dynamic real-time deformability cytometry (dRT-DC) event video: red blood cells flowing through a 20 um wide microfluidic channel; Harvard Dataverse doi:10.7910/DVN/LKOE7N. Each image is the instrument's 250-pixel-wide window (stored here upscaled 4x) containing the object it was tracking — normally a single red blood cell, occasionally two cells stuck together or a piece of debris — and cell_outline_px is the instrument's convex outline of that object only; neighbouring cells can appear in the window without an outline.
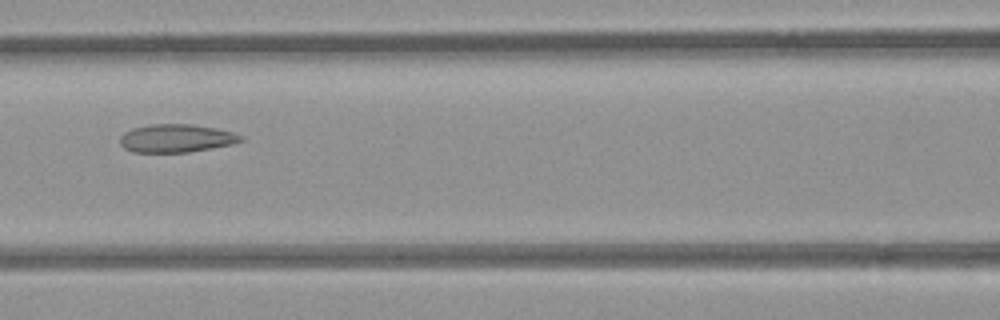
{"species": "common noctule bat (a hibernating species)", "species_latin": "Nyctalus noctula", "temperature_condition": "room temperature", "stored_images_in_passage": 4, "camera_frame_rate_fps": 3000, "um_per_image_px": 0.085, "animal": {"sex": "female", "body_mass_g": 21.9}, "frame": {"image": 1, "passage_image": 4, "time_ms": 1.0, "image_size_px": [1000, 320], "cell_outline_px": [[244, 140], [232, 144], [188, 152], [132, 152], [124, 148], [120, 144], [120, 136], [124, 132], [132, 128], [148, 124], [192, 124], [216, 128], [232, 132], [244, 136]], "centroid_in_image_um": [14.97, 11.74], "position_along_channel_um": 151.6, "area_um2": 19.88}}